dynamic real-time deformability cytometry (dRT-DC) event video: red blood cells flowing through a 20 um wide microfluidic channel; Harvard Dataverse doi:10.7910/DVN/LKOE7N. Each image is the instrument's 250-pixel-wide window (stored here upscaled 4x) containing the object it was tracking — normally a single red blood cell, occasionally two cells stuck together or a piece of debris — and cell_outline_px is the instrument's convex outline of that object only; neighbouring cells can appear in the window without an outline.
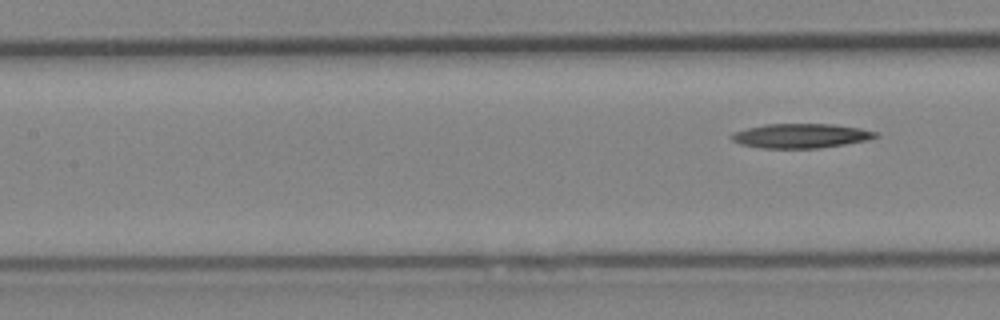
{"species": "Egyptian fruit bat (a non-hibernating species)", "species_latin": "Rousettus aegyptiacus", "temperature_condition": "cold", "stored_images_in_passage": 6, "segment_of_instrument_passage": [2, 2], "camera_frame_rate_fps": 3000, "um_per_image_px": 0.085, "animal": {"sex": "female"}, "frame": {"image": 1, "passage_image": 6, "time_ms": 6.0, "image_size_px": [1000, 320], "cell_outline_px": [[880, 136], [868, 140], [820, 148], [760, 148], [740, 144], [732, 140], [728, 136], [732, 132], [764, 124], [836, 124], [860, 128], [876, 132]], "centroid_in_image_um": [68.05, 11.54], "position_along_channel_um": 139.4, "area_um2": 20.63}}